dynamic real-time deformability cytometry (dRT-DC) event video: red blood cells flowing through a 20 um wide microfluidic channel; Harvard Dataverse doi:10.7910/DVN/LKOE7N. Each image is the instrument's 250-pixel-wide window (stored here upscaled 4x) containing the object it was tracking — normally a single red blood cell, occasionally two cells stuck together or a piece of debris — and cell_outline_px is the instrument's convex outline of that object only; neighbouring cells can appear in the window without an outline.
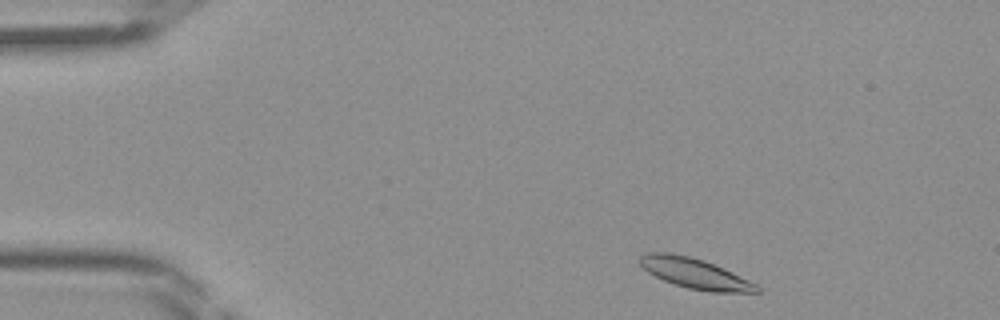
{"species": "Egyptian fruit bat (a non-hibernating species)", "species_latin": "Rousettus aegyptiacus", "temperature_condition": "room temperature", "stored_images_in_passage": 40, "camera_frame_rate_fps": 3000, "um_per_image_px": 0.085, "frame": {"image": 1, "passage_image": 2, "time_ms": 0.333, "image_size_px": [1000, 320], "cell_outline_px": [[760, 292], [712, 292], [688, 288], [664, 280], [648, 272], [636, 260], [640, 256], [648, 252], [668, 252], [688, 256], [704, 260], [724, 268], [756, 284], [760, 288]], "centroid_in_image_um": [59.04, 23.23], "position_along_channel_um": 26.0, "area_um2": 20.46}}
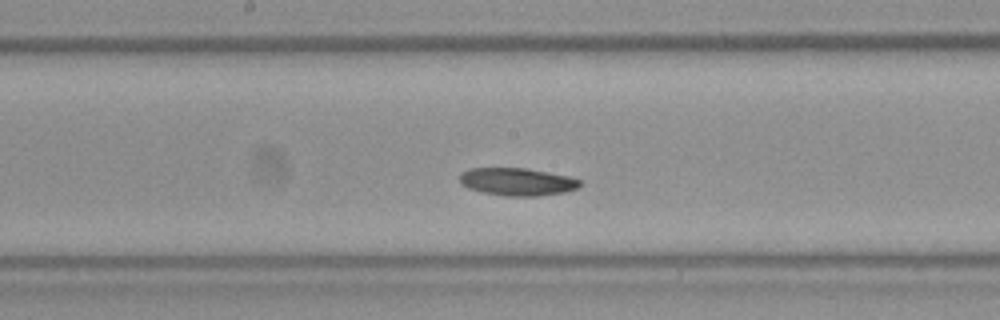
{"frame": {"image": 2, "passage_image": 19, "time_ms": 6.0, "image_size_px": [1000, 320], "cell_outline_px": [[584, 184], [576, 188], [564, 192], [540, 196], [504, 196], [484, 192], [468, 188], [460, 184], [460, 172], [468, 168], [528, 168], [568, 176], [584, 180]], "centroid_in_image_um": [43.98, 15.44], "position_along_channel_um": 204.2, "area_um2": 19.65}}
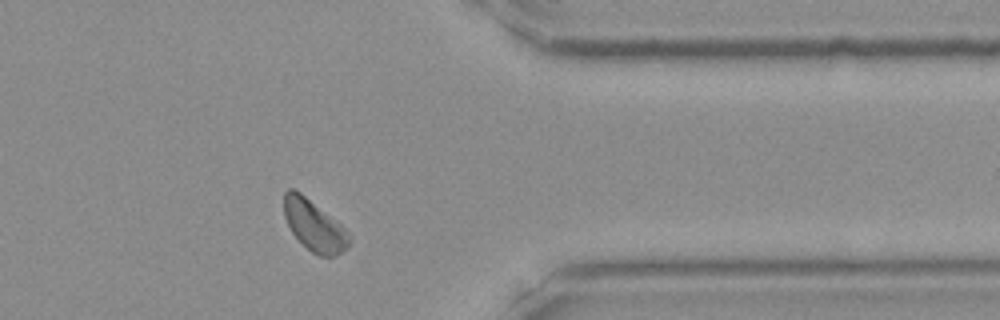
{"frame": {"image": 3, "passage_image": 32, "time_ms": 10.333, "image_size_px": [1000, 320], "cell_outline_px": [[352, 240], [336, 256], [320, 256], [312, 252], [292, 232], [284, 216], [284, 192], [288, 188], [292, 188], [300, 192], [340, 224], [348, 232]], "centroid_in_image_um": [26.69, 19.15], "position_along_channel_um": 384.7, "area_um2": 18.84}}